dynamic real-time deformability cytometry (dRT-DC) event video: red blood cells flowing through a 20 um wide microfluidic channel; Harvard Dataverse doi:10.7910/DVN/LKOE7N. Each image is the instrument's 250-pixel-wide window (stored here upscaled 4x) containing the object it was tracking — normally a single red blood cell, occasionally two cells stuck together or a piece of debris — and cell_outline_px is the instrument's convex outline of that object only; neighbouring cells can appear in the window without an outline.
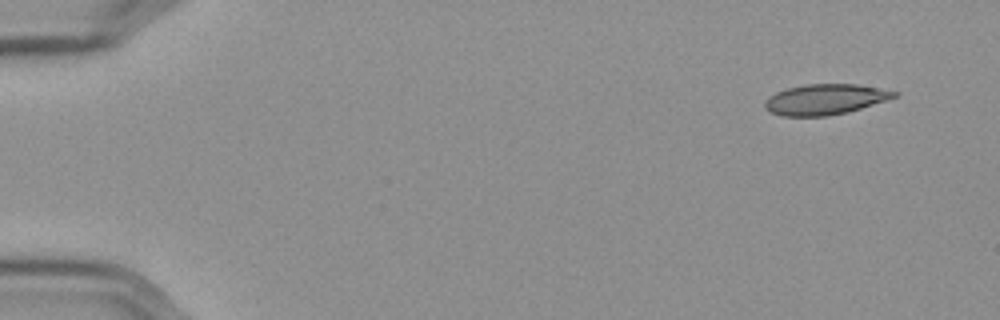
{"species": "Egyptian fruit bat (a non-hibernating species)", "species_latin": "Rousettus aegyptiacus", "temperature_condition": "cold", "stored_images_in_passage": 53, "camera_frame_rate_fps": 3000, "um_per_image_px": 0.085, "frame": {"image": 1, "passage_image": 1, "time_ms": 0.0, "image_size_px": [1000, 320], "cell_outline_px": [[900, 92], [896, 96], [888, 100], [848, 112], [828, 116], [780, 116], [764, 108], [764, 100], [768, 96], [776, 92], [788, 88], [808, 84], [856, 84]], "centroid_in_image_um": [70.12, 8.45], "position_along_channel_um": 14.9, "area_um2": 23.06}}
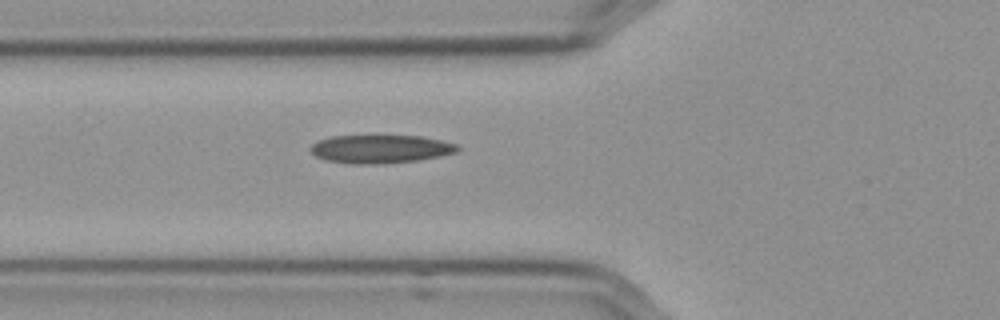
{"frame": {"image": 2, "passage_image": 18, "time_ms": 5.667, "image_size_px": [1000, 320], "cell_outline_px": [[460, 148], [456, 152], [440, 156], [416, 160], [384, 164], [352, 164], [324, 160], [316, 156], [308, 148], [312, 144], [320, 140], [332, 136], [420, 136], [440, 140], [456, 144]], "centroid_in_image_um": [32.31, 12.67], "position_along_channel_um": 93.5, "area_um2": 24.16}}
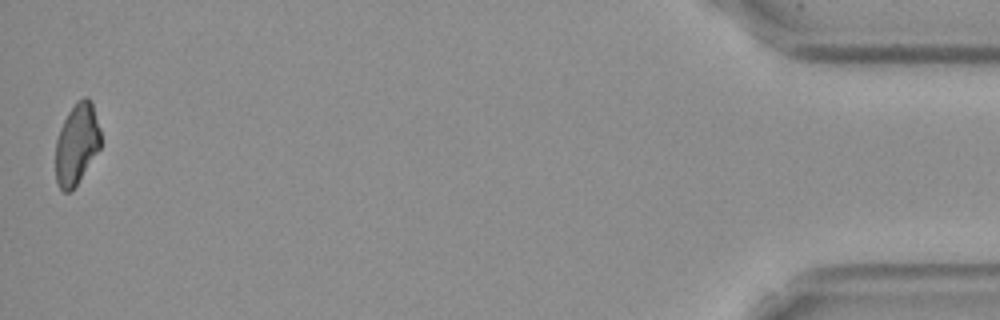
{"frame": {"image": 3, "passage_image": 53, "time_ms": 17.333, "image_size_px": [1000, 320], "cell_outline_px": [[100, 148], [76, 184], [68, 192], [64, 192], [60, 188], [56, 180], [56, 140], [60, 128], [68, 112], [76, 100], [84, 96], [88, 96], [92, 100], [100, 128]], "centroid_in_image_um": [6.53, 12.16], "position_along_channel_um": 428.7, "area_um2": 21.21}, "authors_computed_cell_mechanics": {"area_um2": 23.4668, "velocity_mm_per_s": 3.5974, "shape_relaxation_time_tau1_ms": null, "shape_relaxation_time_tau2_ms": 6.5123, "deformation_change_tau1": null, "deformation_change_tau2": 0.1552}}